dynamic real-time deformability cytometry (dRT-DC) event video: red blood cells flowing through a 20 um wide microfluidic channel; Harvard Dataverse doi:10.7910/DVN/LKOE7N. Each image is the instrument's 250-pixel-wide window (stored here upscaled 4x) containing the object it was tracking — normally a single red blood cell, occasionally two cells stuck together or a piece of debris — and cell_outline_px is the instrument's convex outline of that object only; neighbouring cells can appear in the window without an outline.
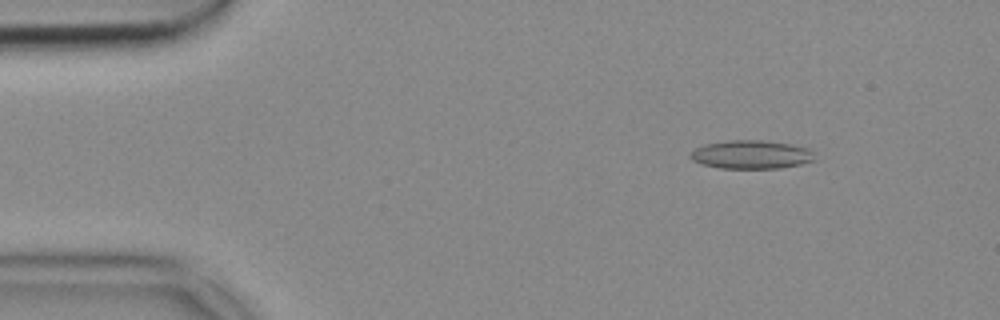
{"species": "common noctule bat (a hibernating species)", "species_latin": "Nyctalus noctula", "temperature_condition": "cold", "stored_images_in_passage": 53, "camera_frame_rate_fps": 3000, "um_per_image_px": 0.085, "animal": {"sex": "female", "body_mass_g": 18.4}, "frame": {"image": 1, "passage_image": 7, "time_ms": 2.0, "image_size_px": [1000, 320], "cell_outline_px": [[816, 160], [800, 164], [780, 168], [720, 168], [700, 164], [692, 160], [688, 156], [696, 148], [708, 144], [728, 140], [764, 140], [792, 144], [808, 148], [812, 152]], "centroid_in_image_um": [63.86, 13.14], "position_along_channel_um": 21.1, "area_um2": 20.63}}
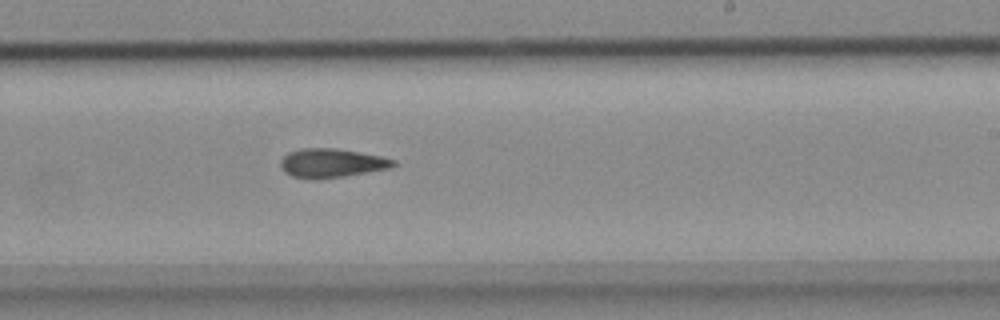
{"frame": {"image": 2, "passage_image": 32, "time_ms": 10.333, "image_size_px": [1000, 320], "cell_outline_px": [[396, 164], [392, 168], [344, 176], [312, 180], [292, 176], [284, 172], [280, 164], [280, 160], [288, 152], [300, 148], [336, 148], [380, 156], [396, 160]], "centroid_in_image_um": [28.17, 13.86], "position_along_channel_um": 260.8, "area_um2": 19.13}}
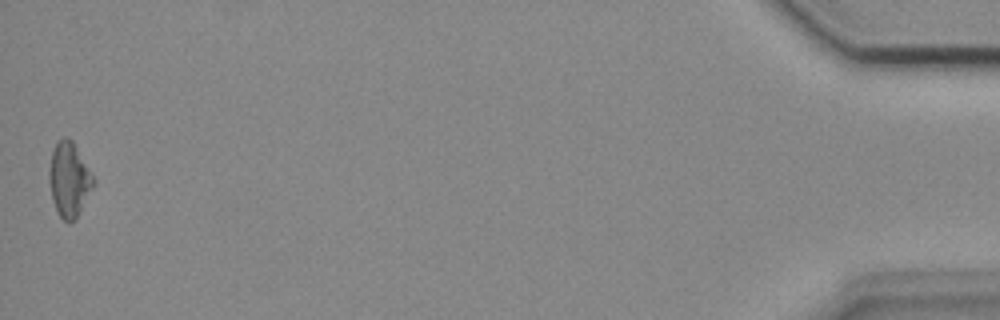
{"frame": {"image": 3, "passage_image": 53, "time_ms": 17.333, "image_size_px": [1000, 320], "cell_outline_px": [[96, 184], [76, 220], [68, 224], [60, 216], [52, 200], [48, 180], [48, 172], [52, 152], [56, 140], [64, 136], [72, 140], [96, 180]], "centroid_in_image_um": [5.89, 15.28], "position_along_channel_um": 429.3, "area_um2": 19.65}}